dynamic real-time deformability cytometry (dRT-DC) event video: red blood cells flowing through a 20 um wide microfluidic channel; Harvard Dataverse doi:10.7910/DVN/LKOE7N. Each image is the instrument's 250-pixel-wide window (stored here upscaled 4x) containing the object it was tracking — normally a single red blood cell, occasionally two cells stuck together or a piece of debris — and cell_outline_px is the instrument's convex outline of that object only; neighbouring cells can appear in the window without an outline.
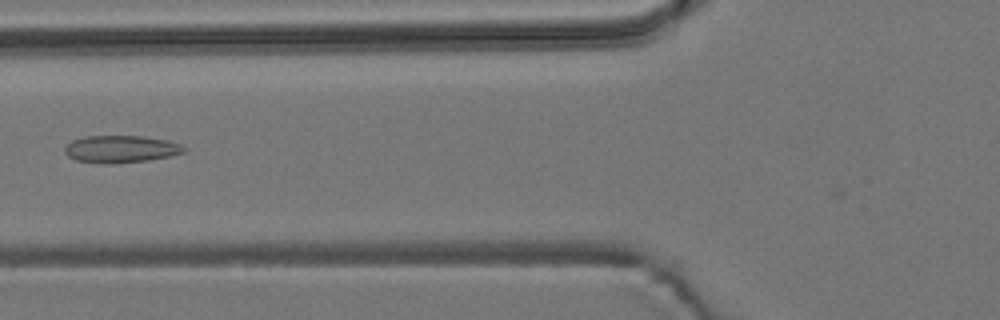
{"species": "common noctule bat (a hibernating species)", "species_latin": "Nyctalus noctula", "temperature_condition": "room temperature", "stored_images_in_passage": 10, "camera_frame_rate_fps": 3000, "um_per_image_px": 0.085, "animal": {"sex": "male", "body_mass_g": 19.2, "forearm_length_mm": 51.8}, "frame": {"image": 1, "passage_image": 6, "time_ms": 1.667, "image_size_px": [1000, 320], "cell_outline_px": [[188, 148], [184, 152], [172, 156], [148, 160], [112, 164], [100, 164], [76, 160], [68, 156], [64, 152], [64, 148], [72, 140], [84, 136], [144, 136], [168, 140], [180, 144]], "centroid_in_image_um": [10.29, 12.67], "position_along_channel_um": 115.5, "area_um2": 19.19}}
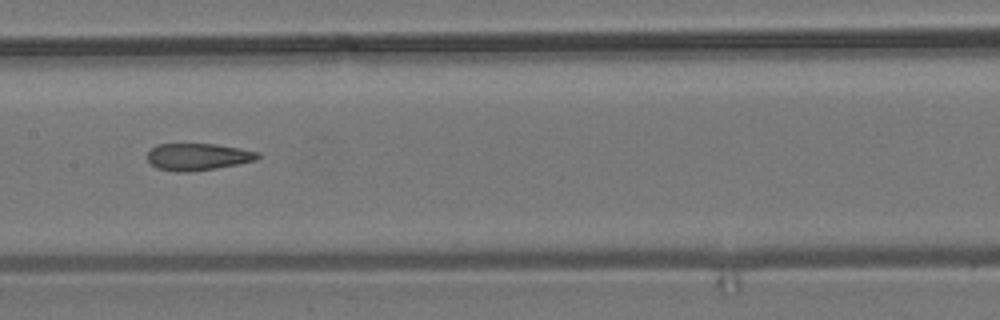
{"frame": {"image": 2, "passage_image": 8, "time_ms": 2.333, "image_size_px": [1000, 320], "cell_outline_px": [[260, 156], [256, 160], [216, 168], [188, 172], [176, 172], [156, 168], [148, 160], [148, 152], [156, 144], [216, 144], [240, 148], [260, 152]], "centroid_in_image_um": [16.82, 13.32], "position_along_channel_um": 190.6, "area_um2": 17.34}}
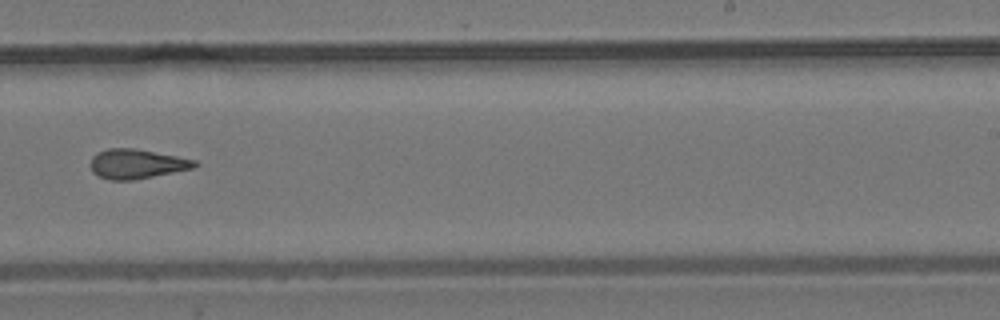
{"frame": {"image": 3, "passage_image": 10, "time_ms": 3.0, "image_size_px": [1000, 320], "cell_outline_px": [[200, 164], [192, 168], [132, 180], [108, 180], [92, 172], [88, 164], [92, 156], [96, 152], [108, 148], [136, 148], [196, 160]], "centroid_in_image_um": [11.56, 13.92], "position_along_channel_um": 277.4, "area_um2": 17.98}}